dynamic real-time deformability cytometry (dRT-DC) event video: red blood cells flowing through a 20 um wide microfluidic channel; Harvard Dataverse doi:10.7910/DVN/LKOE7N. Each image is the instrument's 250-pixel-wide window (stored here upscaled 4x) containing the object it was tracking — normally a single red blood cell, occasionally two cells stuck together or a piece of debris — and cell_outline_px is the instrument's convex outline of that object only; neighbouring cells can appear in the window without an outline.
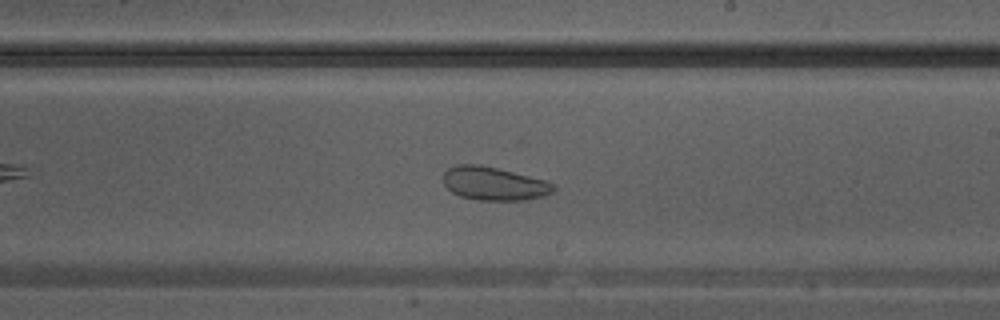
{"species": "Egyptian fruit bat (a non-hibernating species)", "species_latin": "Rousettus aegyptiacus", "temperature_condition": "warm", "stored_images_in_passage": 28, "camera_frame_rate_fps": 3000, "um_per_image_px": 0.085, "animal": {"sex": "male"}, "frame": {"image": 1, "passage_image": 16, "time_ms": 5.0, "image_size_px": [1000, 320], "cell_outline_px": [[556, 188], [552, 192], [544, 196], [524, 200], [480, 200], [460, 196], [452, 192], [444, 184], [444, 172], [448, 168], [456, 164], [476, 164], [496, 168], [544, 180], [556, 184]], "centroid_in_image_um": [41.99, 15.61], "position_along_channel_um": 247.0, "area_um2": 21.27}}